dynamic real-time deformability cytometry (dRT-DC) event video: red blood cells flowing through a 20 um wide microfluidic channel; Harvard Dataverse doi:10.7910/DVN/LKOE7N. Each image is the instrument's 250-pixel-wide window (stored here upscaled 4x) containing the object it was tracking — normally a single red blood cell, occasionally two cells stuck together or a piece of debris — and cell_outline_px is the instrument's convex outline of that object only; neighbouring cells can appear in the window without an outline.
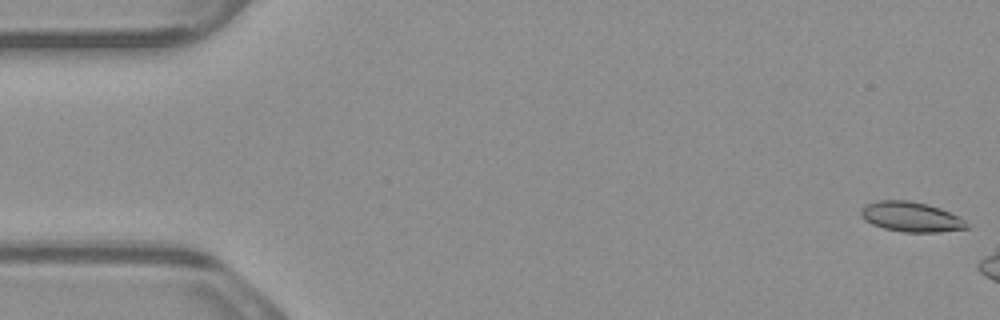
{"species": "common noctule bat (a hibernating species)", "species_latin": "Nyctalus noctula", "temperature_condition": "warm", "stored_images_in_passage": 3, "camera_frame_rate_fps": 3000, "um_per_image_px": 0.085, "animal": {"sex": "male", "body_mass_g": 23.1, "forearm_length_mm": 52.7}, "frame": {"image": 1, "passage_image": 1, "time_ms": 0.0, "image_size_px": [1000, 320], "cell_outline_px": [[968, 228], [940, 232], [904, 232], [884, 228], [872, 224], [864, 220], [860, 216], [860, 208], [864, 204], [876, 200], [908, 200], [928, 204], [940, 208], [960, 216], [968, 224]], "centroid_in_image_um": [77.41, 18.42], "position_along_channel_um": 7.6, "area_um2": 18.73}}